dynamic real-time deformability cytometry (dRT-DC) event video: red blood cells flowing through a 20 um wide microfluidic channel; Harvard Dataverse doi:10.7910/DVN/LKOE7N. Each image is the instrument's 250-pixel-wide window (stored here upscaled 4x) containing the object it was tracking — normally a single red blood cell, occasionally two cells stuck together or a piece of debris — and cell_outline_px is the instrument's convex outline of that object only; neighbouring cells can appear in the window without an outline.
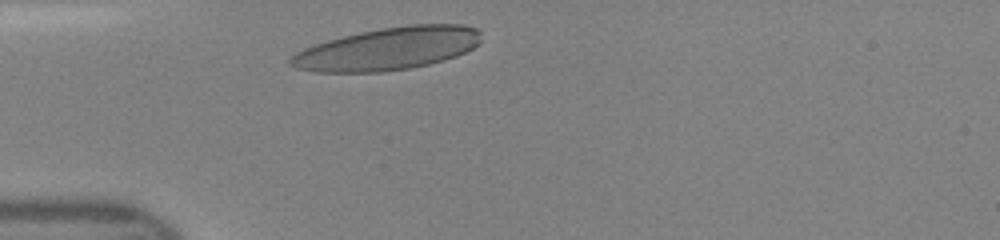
{"species": "human", "species_latin": "Homo sapiens", "temperature_condition": "room temperature", "stored_images_in_passage": 35, "camera_frame_rate_fps": 3000, "um_per_image_px": 0.085, "donor": {"sex": "female"}, "frame": {"image": 1, "passage_image": 1, "time_ms": 0.0, "image_size_px": [1000, 240], "cell_outline_px": [[480, 44], [456, 56], [444, 60], [428, 64], [408, 68], [380, 72], [316, 72], [296, 68], [288, 64], [288, 60], [296, 52], [304, 48], [328, 40], [360, 32], [380, 28], [408, 24], [464, 24], [476, 28], [480, 32]], "centroid_in_image_um": [32.97, 4.14], "position_along_channel_um": 52.0, "area_um2": 47.28}}
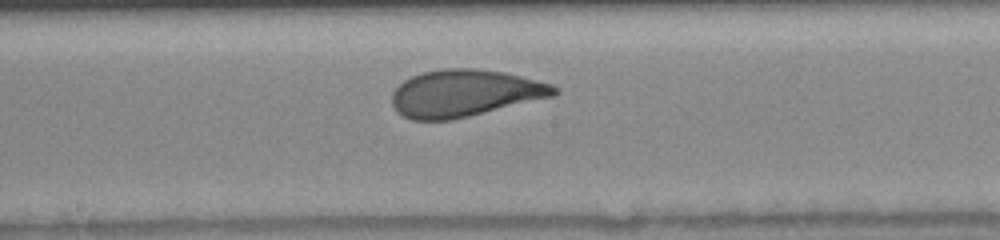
{"frame": {"image": 2, "passage_image": 13, "time_ms": 4.0, "image_size_px": [1000, 240], "cell_outline_px": [[560, 92], [556, 96], [452, 120], [412, 120], [396, 112], [392, 104], [392, 92], [404, 80], [412, 76], [424, 72], [444, 68], [476, 68], [504, 72], [552, 84]], "centroid_in_image_um": [39.51, 7.93], "position_along_channel_um": 208.7, "area_um2": 44.56}}
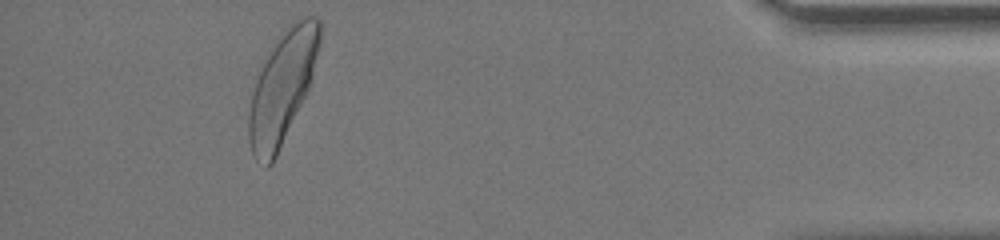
{"frame": {"image": 3, "passage_image": 31, "time_ms": 10.0, "image_size_px": [1000, 240], "cell_outline_px": [[320, 40], [312, 76], [308, 88], [276, 156], [272, 164], [268, 168], [256, 160], [252, 152], [248, 140], [248, 116], [252, 96], [256, 80], [280, 32], [284, 28], [296, 20], [304, 16], [316, 16], [320, 20]], "centroid_in_image_um": [23.99, 7.41], "position_along_channel_um": 411.2, "area_um2": 45.08}}